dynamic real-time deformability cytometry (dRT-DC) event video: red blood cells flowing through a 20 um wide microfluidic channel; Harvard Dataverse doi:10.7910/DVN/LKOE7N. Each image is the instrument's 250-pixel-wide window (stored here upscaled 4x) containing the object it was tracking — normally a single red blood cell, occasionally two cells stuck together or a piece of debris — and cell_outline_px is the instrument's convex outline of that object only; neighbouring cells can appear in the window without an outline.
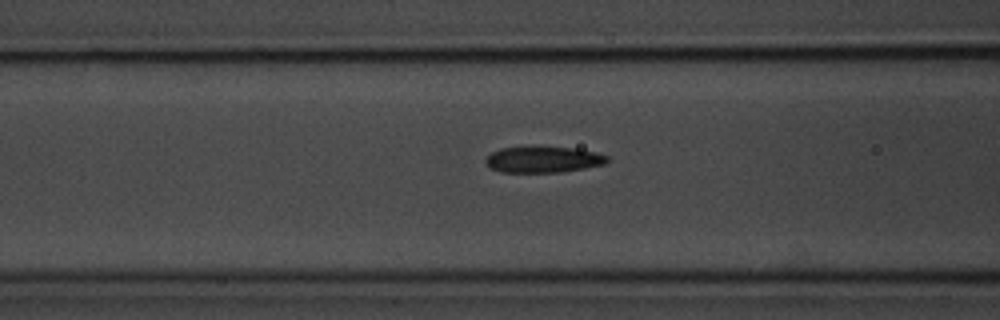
{"species": "common noctule bat (a hibernating species)", "species_latin": "Nyctalus noctula", "temperature_condition": "room temperature", "stored_images_in_passage": 40, "camera_frame_rate_fps": 3000, "um_per_image_px": 0.085, "animal": {"sex": "male", "body_mass_g": 20.1, "forearm_length_mm": 53.5}, "frame": {"image": 1, "passage_image": 7, "time_ms": 2.0, "image_size_px": [1000, 320], "cell_outline_px": [[608, 160], [604, 164], [584, 168], [560, 172], [500, 172], [492, 168], [484, 160], [492, 152], [500, 148], [576, 148], [596, 152], [608, 156]], "centroid_in_image_um": [46.19, 13.57], "position_along_channel_um": 120.4, "area_um2": 18.03}}
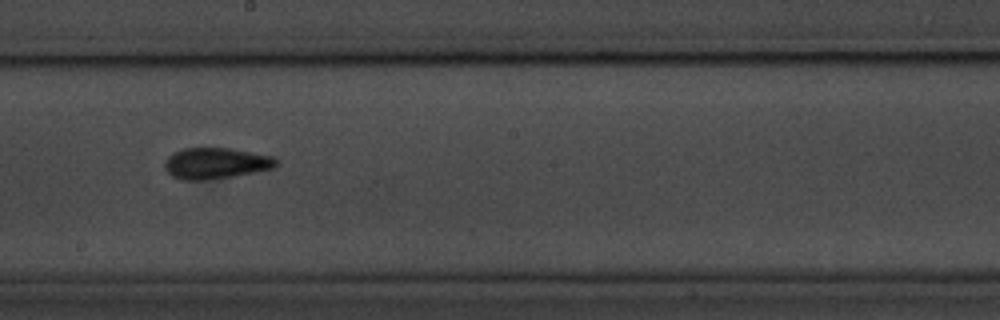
{"frame": {"image": 2, "passage_image": 16, "time_ms": 5.0, "image_size_px": [1000, 320], "cell_outline_px": [[276, 164], [272, 168], [232, 176], [204, 180], [180, 180], [172, 176], [164, 168], [164, 160], [172, 152], [184, 148], [228, 148], [272, 156], [276, 160]], "centroid_in_image_um": [18.25, 13.87], "position_along_channel_um": 230.0, "area_um2": 20.0}}
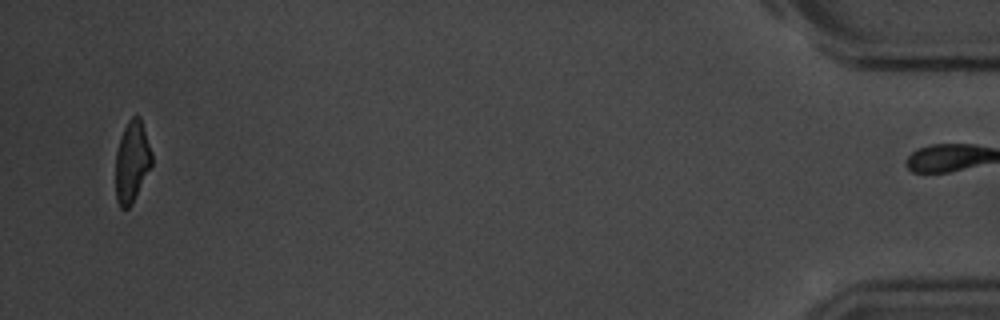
{"frame": {"image": 3, "passage_image": 39, "time_ms": 12.667, "image_size_px": [1000, 320], "cell_outline_px": [[152, 164], [132, 204], [128, 208], [120, 208], [116, 200], [116, 152], [120, 136], [128, 120], [132, 116], [140, 116], [152, 152]], "centroid_in_image_um": [11.21, 13.73], "position_along_channel_um": 424.0, "area_um2": 17.17}, "authors_computed_cell_mechanics": {"area_um2": 18.9873, "velocity_mm_per_s": 3.6419, "shape_relaxation_time_tau1_ms": 3.5279, "shape_relaxation_time_tau2_ms": 2.6563, "deformation_change_tau1": 0.1256, "deformation_change_tau2": 0.1113}}